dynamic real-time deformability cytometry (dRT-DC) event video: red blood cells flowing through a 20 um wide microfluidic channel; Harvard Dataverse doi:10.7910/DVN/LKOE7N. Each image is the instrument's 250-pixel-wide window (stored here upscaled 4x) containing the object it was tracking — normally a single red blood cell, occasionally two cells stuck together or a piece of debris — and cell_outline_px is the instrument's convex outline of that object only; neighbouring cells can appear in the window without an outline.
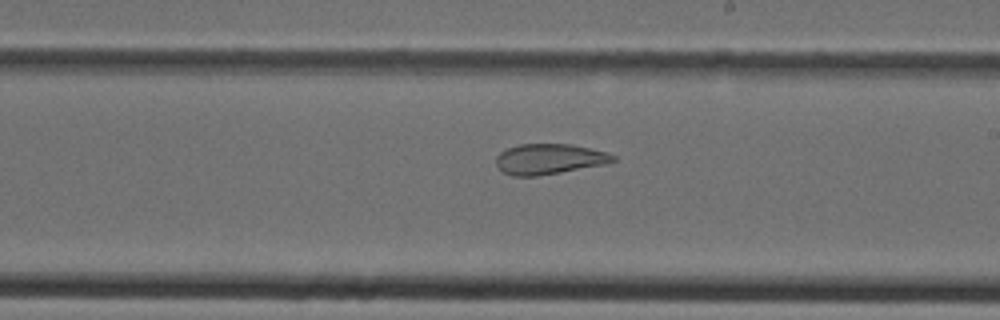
{"species": "Egyptian fruit bat (a non-hibernating species)", "species_latin": "Rousettus aegyptiacus", "temperature_condition": "cold", "stored_images_in_passage": 25, "camera_frame_rate_fps": 3000, "um_per_image_px": 0.085, "animal": {"sex": "female"}, "frame": {"image": 1, "passage_image": 11, "time_ms": 3.333, "image_size_px": [1000, 320], "cell_outline_px": [[616, 160], [608, 164], [536, 176], [512, 176], [504, 172], [496, 164], [496, 156], [500, 152], [508, 148], [520, 144], [572, 144], [604, 152], [616, 156]], "centroid_in_image_um": [46.68, 13.52], "position_along_channel_um": 242.3, "area_um2": 20.63}}